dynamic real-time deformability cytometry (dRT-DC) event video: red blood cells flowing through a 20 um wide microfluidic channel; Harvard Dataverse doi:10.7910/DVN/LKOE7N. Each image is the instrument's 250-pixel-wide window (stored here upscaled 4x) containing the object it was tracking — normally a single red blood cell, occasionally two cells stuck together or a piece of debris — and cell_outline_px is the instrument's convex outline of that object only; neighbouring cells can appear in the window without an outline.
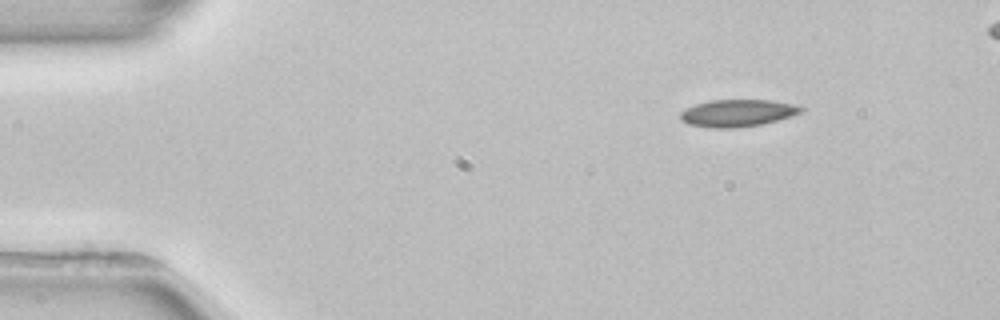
{"species": "common noctule bat (a hibernating species)", "species_latin": "Nyctalus noctula", "temperature_condition": "room temperature", "stored_images_in_passage": 4, "segment_of_instrument_passage": [2, 2], "camera_frame_rate_fps": 3000, "um_per_image_px": 0.085, "animal": {"sex": "female", "body_mass_g": 22.7, "forearm_length_mm": 54.2}, "frame": {"image": 1, "passage_image": 4, "time_ms": 4.333, "image_size_px": [1000, 320], "cell_outline_px": [[804, 112], [792, 116], [760, 124], [736, 128], [712, 128], [688, 124], [680, 120], [680, 112], [696, 104], [712, 100], [772, 100], [792, 104], [804, 108]], "centroid_in_image_um": [62.69, 9.61], "position_along_channel_um": 22.3, "area_um2": 19.02}}